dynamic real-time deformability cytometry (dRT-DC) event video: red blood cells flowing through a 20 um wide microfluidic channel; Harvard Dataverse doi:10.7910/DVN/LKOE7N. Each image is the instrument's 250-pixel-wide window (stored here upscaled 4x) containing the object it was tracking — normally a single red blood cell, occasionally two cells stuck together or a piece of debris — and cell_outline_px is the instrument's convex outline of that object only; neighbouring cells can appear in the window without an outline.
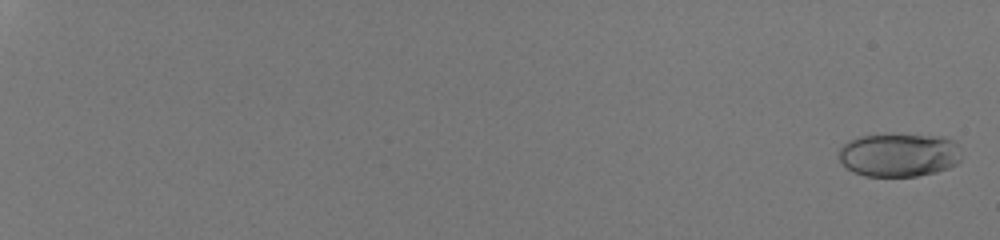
{"species": "human", "species_latin": "Homo sapiens", "temperature_condition": "room temperature", "stored_images_in_passage": 55, "camera_frame_rate_fps": 3000, "um_per_image_px": 0.085, "donor": {"sex": "male"}, "frame": {"image": 1, "passage_image": 2, "time_ms": 0.333, "image_size_px": [1000, 240], "cell_outline_px": [[960, 160], [956, 164], [948, 168], [936, 172], [916, 176], [864, 176], [852, 172], [836, 156], [836, 152], [848, 140], [856, 136], [892, 132], [944, 136], [952, 140], [956, 144]], "centroid_in_image_um": [76.35, 13.12], "position_along_channel_um": 8.7, "area_um2": 32.02}}
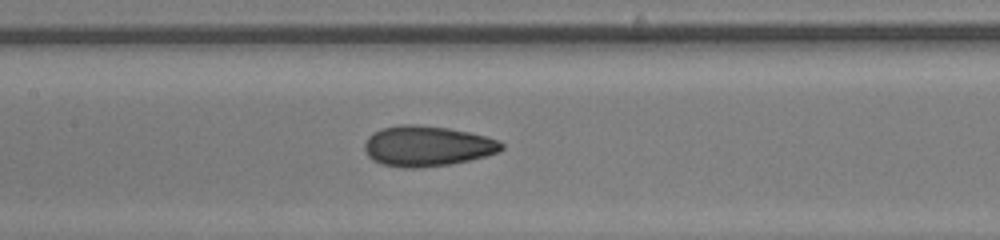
{"frame": {"image": 2, "passage_image": 33, "time_ms": 10.667, "image_size_px": [1000, 240], "cell_outline_px": [[504, 148], [496, 152], [484, 156], [468, 160], [448, 164], [420, 168], [404, 168], [384, 164], [372, 160], [368, 156], [364, 148], [364, 144], [368, 136], [372, 132], [380, 128], [400, 124], [416, 124], [448, 128], [468, 132], [500, 140], [504, 144]], "centroid_in_image_um": [36.27, 12.4], "position_along_channel_um": 171.1, "area_um2": 32.25}}
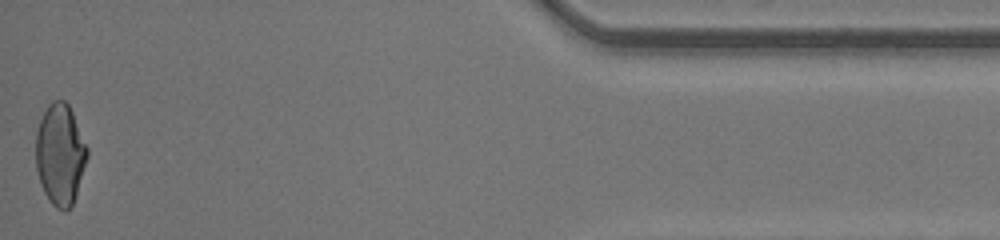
{"frame": {"image": 3, "passage_image": 55, "time_ms": 18.0, "image_size_px": [1000, 240], "cell_outline_px": [[88, 156], [72, 204], [64, 212], [56, 208], [52, 204], [44, 192], [40, 184], [36, 168], [36, 132], [40, 120], [48, 104], [52, 100], [64, 100], [68, 104], [72, 112], [88, 148]], "centroid_in_image_um": [5.1, 13.11], "position_along_channel_um": 430.1, "area_um2": 30.06}, "authors_computed_cell_mechanics": {"area_um2": 31.0386, "velocity_mm_per_s": 4.3056, "shape_relaxation_time_tau1_ms": 8.2588, "shape_relaxation_time_tau2_ms": 0.8173, "deformation_change_tau1": 0.2427, "deformation_change_tau2": 0.057}}